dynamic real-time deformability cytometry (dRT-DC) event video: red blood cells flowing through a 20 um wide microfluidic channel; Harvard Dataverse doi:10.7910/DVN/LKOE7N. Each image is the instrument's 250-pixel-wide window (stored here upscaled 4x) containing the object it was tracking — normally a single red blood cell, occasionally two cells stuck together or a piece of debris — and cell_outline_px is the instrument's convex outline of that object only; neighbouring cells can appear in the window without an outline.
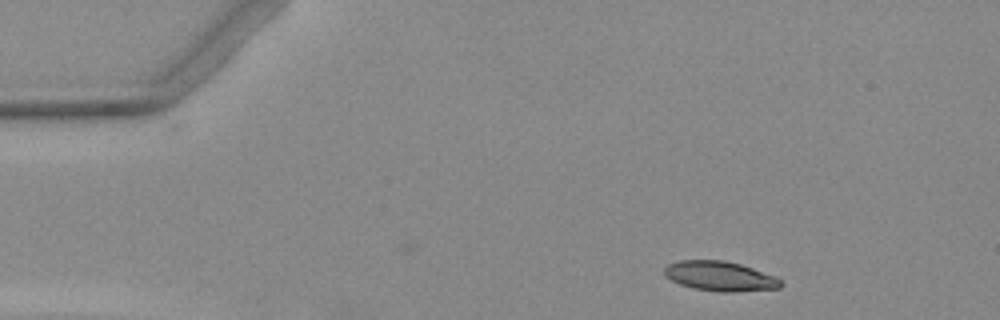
{"species": "Egyptian fruit bat (a non-hibernating species)", "species_latin": "Rousettus aegyptiacus", "temperature_condition": "warm", "stored_images_in_passage": 3, "camera_frame_rate_fps": 3000, "um_per_image_px": 0.085, "animal": {"sex": "female"}, "frame": {"image": 1, "passage_image": 1, "time_ms": 0.0, "image_size_px": [1000, 320], "cell_outline_px": [[784, 284], [780, 288], [732, 292], [720, 292], [692, 288], [680, 284], [664, 276], [664, 268], [668, 264], [680, 260], [724, 260], [740, 264], [776, 276]], "centroid_in_image_um": [61.2, 23.47], "position_along_channel_um": 23.8, "area_um2": 20.23}}